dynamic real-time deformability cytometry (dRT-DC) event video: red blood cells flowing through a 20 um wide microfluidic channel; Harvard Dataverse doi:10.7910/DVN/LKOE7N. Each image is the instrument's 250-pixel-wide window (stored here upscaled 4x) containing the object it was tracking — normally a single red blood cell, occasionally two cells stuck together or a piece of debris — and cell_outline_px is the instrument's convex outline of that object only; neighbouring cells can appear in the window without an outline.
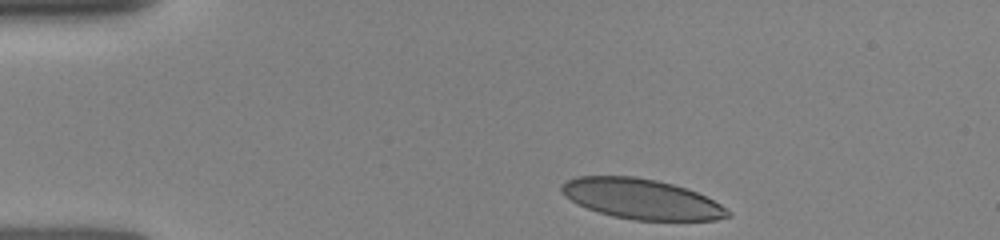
{"species": "human", "species_latin": "Homo sapiens", "temperature_condition": "room temperature", "stored_images_in_passage": 15, "camera_frame_rate_fps": 3000, "um_per_image_px": 0.085, "donor": {"sex": "female"}, "frame": {"image": 1, "passage_image": 1, "time_ms": 0.0, "image_size_px": [1000, 240], "cell_outline_px": [[732, 216], [716, 220], [632, 220], [612, 216], [588, 208], [564, 196], [560, 192], [560, 184], [576, 176], [636, 176], [656, 180], [672, 184], [696, 192], [720, 204], [732, 212]], "centroid_in_image_um": [54.51, 16.91], "position_along_channel_um": 30.5, "area_um2": 38.78}}
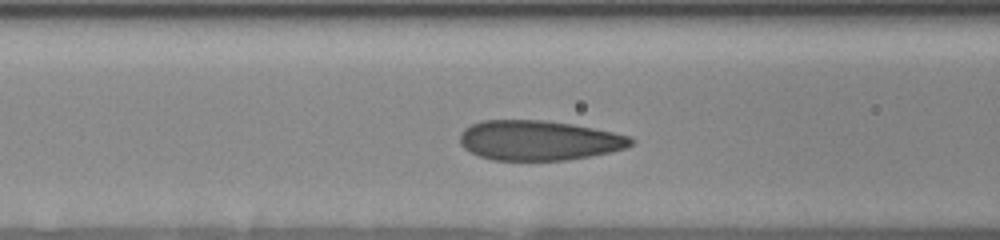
{"frame": {"image": 2, "passage_image": 11, "time_ms": 3.667, "image_size_px": [1000, 240], "cell_outline_px": [[636, 140], [632, 144], [624, 148], [608, 152], [588, 156], [564, 160], [492, 160], [480, 156], [464, 148], [460, 144], [460, 132], [464, 128], [480, 120], [544, 120], [572, 124], [632, 136]], "centroid_in_image_um": [45.77, 11.92], "position_along_channel_um": 120.8, "area_um2": 39.65}}
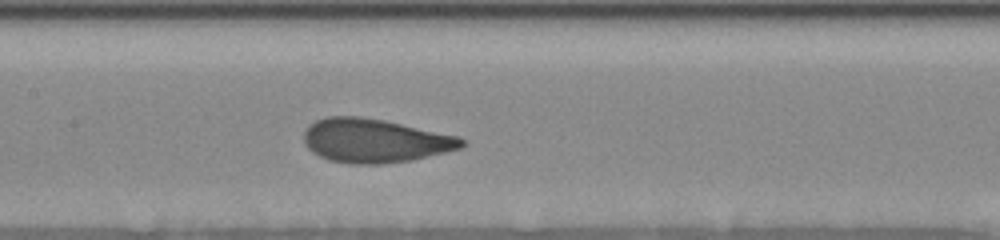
{"frame": {"image": 3, "passage_image": 15, "time_ms": 5.0, "image_size_px": [1000, 240], "cell_outline_px": [[464, 144], [460, 148], [412, 160], [380, 164], [348, 164], [328, 160], [312, 152], [304, 144], [304, 132], [316, 120], [328, 116], [360, 116], [384, 120], [460, 136], [464, 140]], "centroid_in_image_um": [31.84, 11.96], "position_along_channel_um": 175.6, "area_um2": 40.29}}